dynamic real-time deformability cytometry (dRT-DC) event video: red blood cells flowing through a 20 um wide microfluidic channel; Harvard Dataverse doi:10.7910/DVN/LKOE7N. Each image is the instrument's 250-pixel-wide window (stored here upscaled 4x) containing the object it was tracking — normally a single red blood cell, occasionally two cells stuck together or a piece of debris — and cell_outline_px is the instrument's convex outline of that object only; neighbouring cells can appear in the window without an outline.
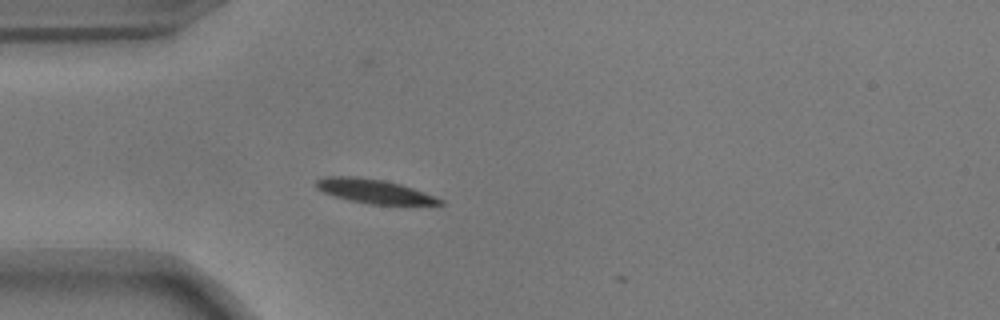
{"species": "common noctule bat (a hibernating species)", "species_latin": "Nyctalus noctula", "temperature_condition": "warm", "stored_images_in_passage": 2, "camera_frame_rate_fps": 3000, "um_per_image_px": 0.085, "animal": {"sex": "male", "body_mass_g": 17.9}, "frame": {"image": 1, "passage_image": 1, "time_ms": 0.0, "image_size_px": [1000, 320], "cell_outline_px": [[444, 204], [368, 204], [348, 200], [324, 192], [316, 188], [316, 180], [324, 176], [356, 176], [384, 180], [400, 184], [436, 196], [444, 200]], "centroid_in_image_um": [31.79, 16.24], "position_along_channel_um": 53.2, "area_um2": 17.28}}